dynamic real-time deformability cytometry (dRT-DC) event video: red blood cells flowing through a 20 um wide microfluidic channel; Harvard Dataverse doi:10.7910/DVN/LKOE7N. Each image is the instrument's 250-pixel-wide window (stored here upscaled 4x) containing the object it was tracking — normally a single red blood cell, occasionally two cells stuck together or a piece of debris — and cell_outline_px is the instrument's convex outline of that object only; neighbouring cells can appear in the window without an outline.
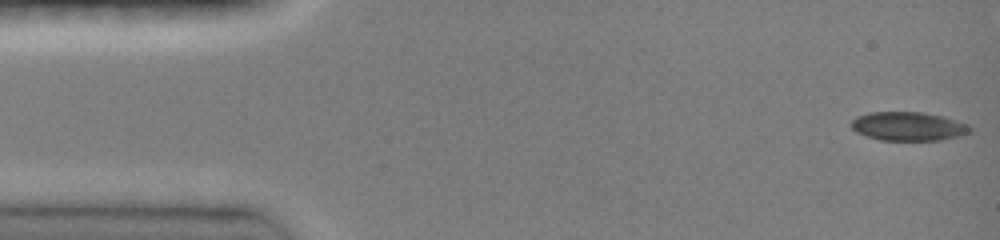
{"species": "common noctule bat (a hibernating species)", "species_latin": "Nyctalus noctula", "temperature_condition": "room temperature", "stored_images_in_passage": 42, "camera_frame_rate_fps": 3000, "um_per_image_px": 0.085, "animal": {"sex": "female", "body_mass_g": 19.0, "forearm_length_mm": 51.5}, "frame": {"image": 1, "passage_image": 1, "time_ms": 0.0, "image_size_px": [1000, 240], "cell_outline_px": [[972, 132], [960, 136], [940, 140], [880, 140], [856, 132], [848, 124], [856, 116], [868, 112], [924, 112], [956, 120], [968, 124], [972, 128]], "centroid_in_image_um": [77.2, 10.73], "position_along_channel_um": 7.8, "area_um2": 20.06}}
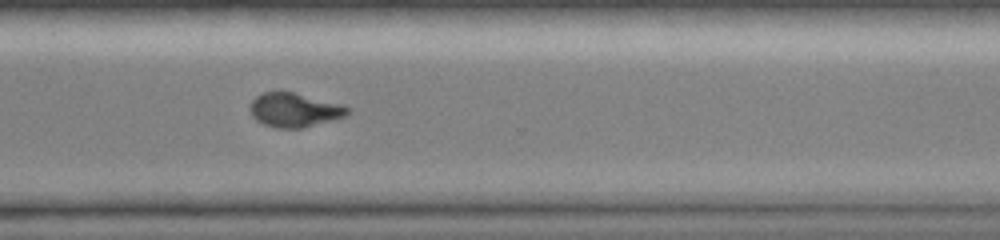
{"frame": {"image": 2, "passage_image": 34, "time_ms": 11.0, "image_size_px": [1000, 240], "cell_outline_px": [[352, 108], [348, 116], [304, 128], [276, 128], [264, 124], [256, 120], [252, 116], [248, 108], [252, 100], [256, 96], [264, 92], [292, 92], [340, 104]], "centroid_in_image_um": [25.03, 9.36], "position_along_channel_um": 345.6, "area_um2": 19.48}}
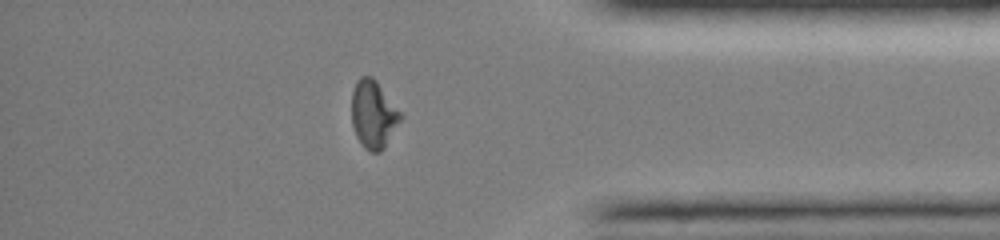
{"frame": {"image": 3, "passage_image": 39, "time_ms": 12.667, "image_size_px": [1000, 240], "cell_outline_px": [[404, 116], [384, 148], [380, 152], [372, 152], [364, 148], [356, 136], [352, 124], [352, 92], [356, 80], [360, 76], [372, 76], [376, 80]], "centroid_in_image_um": [31.74, 9.72], "position_along_channel_um": 403.5, "area_um2": 19.42}}